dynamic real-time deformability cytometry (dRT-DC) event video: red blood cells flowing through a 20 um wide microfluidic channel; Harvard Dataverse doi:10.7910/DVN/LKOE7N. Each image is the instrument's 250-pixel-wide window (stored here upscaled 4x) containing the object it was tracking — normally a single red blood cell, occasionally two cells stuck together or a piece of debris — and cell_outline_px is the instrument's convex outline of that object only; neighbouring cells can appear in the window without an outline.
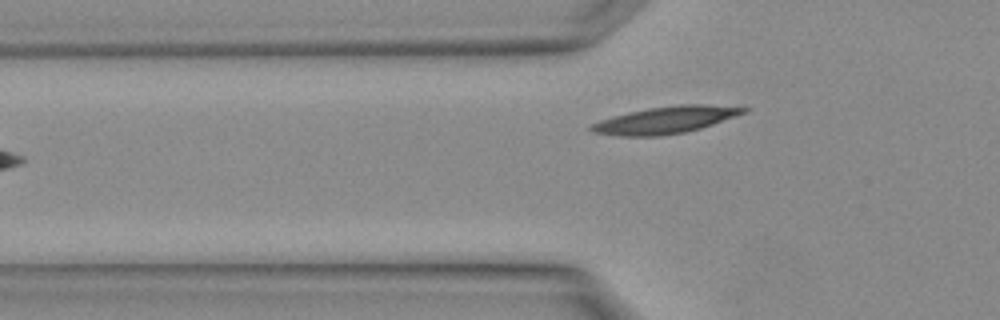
{"species": "Egyptian fruit bat (a non-hibernating species)", "species_latin": "Rousettus aegyptiacus", "temperature_condition": "warm", "stored_images_in_passage": 4, "camera_frame_rate_fps": 3000, "um_per_image_px": 0.085, "animal": {"sex": "female"}, "frame": {"image": 1, "passage_image": 4, "time_ms": 1.0, "image_size_px": [1000, 320], "cell_outline_px": [[748, 112], [700, 128], [684, 132], [660, 136], [620, 136], [592, 132], [588, 128], [592, 124], [600, 120], [612, 116], [628, 112], [648, 108], [680, 104], [700, 104], [748, 108]], "centroid_in_image_um": [56.53, 10.2], "position_along_channel_um": 69.3, "area_um2": 23.76}}